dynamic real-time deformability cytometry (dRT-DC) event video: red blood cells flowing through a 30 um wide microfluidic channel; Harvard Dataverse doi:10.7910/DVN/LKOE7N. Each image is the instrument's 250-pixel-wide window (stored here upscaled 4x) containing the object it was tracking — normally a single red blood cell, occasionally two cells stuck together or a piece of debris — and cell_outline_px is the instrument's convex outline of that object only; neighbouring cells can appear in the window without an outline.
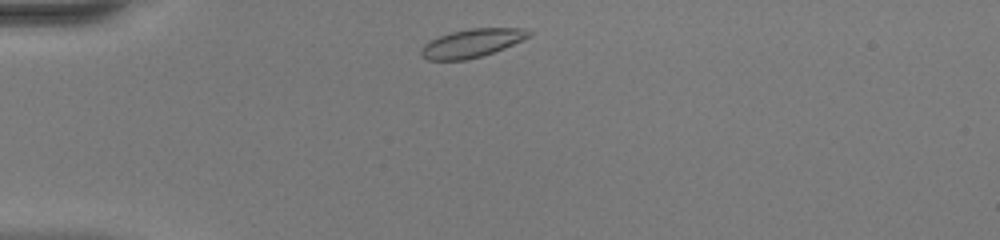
{"species": "common noctule bat (a hibernating species)", "species_latin": "Nyctalus noctula", "temperature_condition": "warm", "stored_images_in_passage": 39, "camera_frame_rate_fps": 3000, "um_per_image_px": 0.085, "animal": {"sex": "female", "body_mass_g": 20.0, "forearm_length_mm": 54.0}, "frame": {"image": 1, "passage_image": 2, "time_ms": 0.333, "image_size_px": [1000, 240], "cell_outline_px": [[532, 36], [524, 40], [504, 48], [468, 60], [428, 60], [420, 56], [420, 48], [424, 44], [440, 36], [452, 32], [468, 28], [524, 28], [532, 32]], "centroid_in_image_um": [40.13, 3.66], "position_along_channel_um": 44.9, "area_um2": 17.86}}
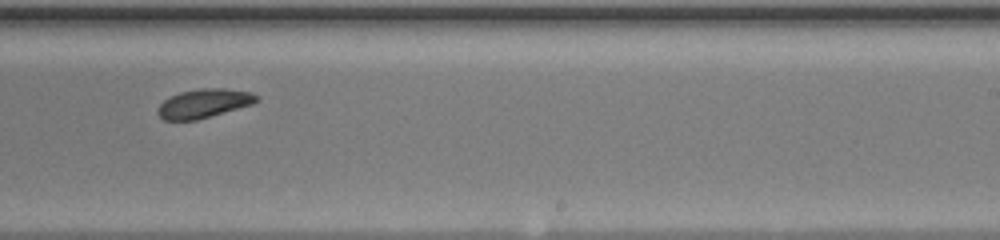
{"frame": {"image": 2, "passage_image": 21, "time_ms": 6.667, "image_size_px": [1000, 240], "cell_outline_px": [[260, 100], [252, 104], [196, 120], [164, 120], [156, 112], [156, 108], [164, 100], [180, 92], [200, 88], [224, 88], [252, 92], [260, 96]], "centroid_in_image_um": [17.34, 8.78], "position_along_channel_um": 271.7, "area_um2": 16.65}}
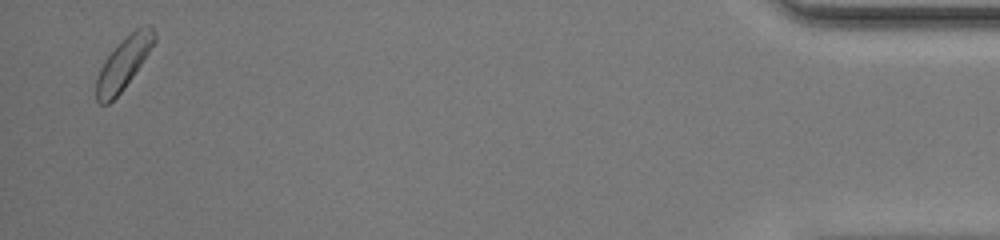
{"frame": {"image": 3, "passage_image": 38, "time_ms": 12.333, "image_size_px": [1000, 240], "cell_outline_px": [[156, 40], [124, 88], [108, 104], [100, 104], [96, 100], [96, 80], [100, 68], [104, 60], [136, 28], [144, 24], [152, 24], [156, 36]], "centroid_in_image_um": [10.5, 5.38], "position_along_channel_um": 424.7, "area_um2": 16.94}, "authors_computed_cell_mechanics": {"area_um2": 17.2244, "velocity_mm_per_s": 4.0826, "shape_relaxation_time_tau1_ms": 3.5088, "shape_relaxation_time_tau2_ms": null, "deformation_change_tau1": 0.0781, "deformation_change_tau2": null}}